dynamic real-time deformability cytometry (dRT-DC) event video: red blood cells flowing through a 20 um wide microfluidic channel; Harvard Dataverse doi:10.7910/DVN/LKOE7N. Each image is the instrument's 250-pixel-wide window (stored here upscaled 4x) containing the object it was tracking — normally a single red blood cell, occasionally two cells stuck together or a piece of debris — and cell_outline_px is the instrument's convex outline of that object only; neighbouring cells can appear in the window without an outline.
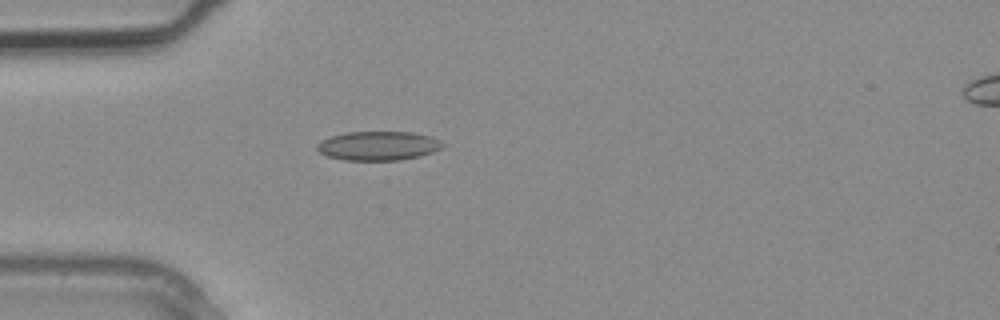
{"species": "common noctule bat (a hibernating species)", "species_latin": "Nyctalus noctula", "temperature_condition": "warm", "stored_images_in_passage": 3, "segment_of_instrument_passage": [1, 2], "camera_frame_rate_fps": 3000, "um_per_image_px": 0.085, "animal": {"sex": "male", "body_mass_g": 20.4}, "frame": {"image": 1, "passage_image": 2, "time_ms": 0.333, "image_size_px": [1000, 320], "cell_outline_px": [[444, 144], [440, 148], [432, 152], [420, 156], [400, 160], [344, 160], [328, 156], [320, 152], [316, 148], [316, 144], [332, 136], [348, 132], [412, 132], [428, 136], [440, 140]], "centroid_in_image_um": [32.15, 12.4], "position_along_channel_um": 52.8, "area_um2": 21.04}}